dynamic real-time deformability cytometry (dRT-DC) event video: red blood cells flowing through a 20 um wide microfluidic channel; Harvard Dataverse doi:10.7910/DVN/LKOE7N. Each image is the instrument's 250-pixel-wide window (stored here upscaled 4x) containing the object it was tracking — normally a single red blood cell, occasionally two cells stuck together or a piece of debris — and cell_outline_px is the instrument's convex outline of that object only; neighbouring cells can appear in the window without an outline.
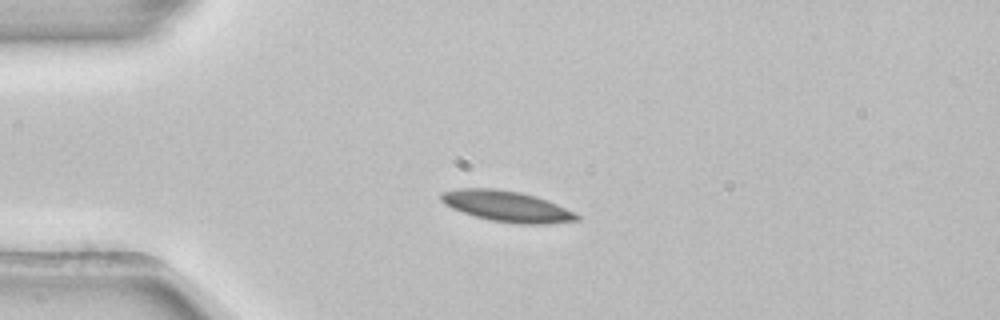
{"species": "common noctule bat (a hibernating species)", "species_latin": "Nyctalus noctula", "temperature_condition": "room temperature", "stored_images_in_passage": 41, "camera_frame_rate_fps": 3000, "um_per_image_px": 0.085, "animal": {"sex": "female", "body_mass_g": 22.7, "forearm_length_mm": 54.2}, "frame": {"image": 1, "passage_image": 1, "time_ms": 0.0, "image_size_px": [1000, 320], "cell_outline_px": [[580, 220], [548, 224], [516, 224], [488, 220], [452, 208], [444, 204], [440, 200], [440, 192], [460, 188], [496, 188], [520, 192], [536, 196], [576, 212], [580, 216]], "centroid_in_image_um": [43.09, 17.54], "position_along_channel_um": 41.9, "area_um2": 24.57}}
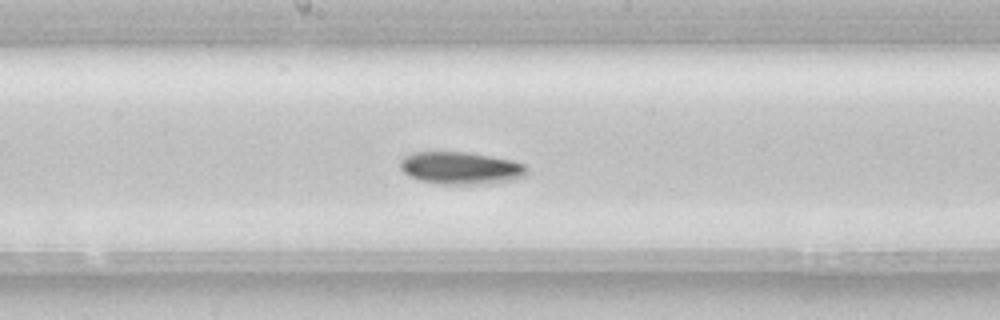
{"frame": {"image": 2, "passage_image": 16, "time_ms": 5.0, "image_size_px": [1000, 320], "cell_outline_px": [[528, 176], [512, 180], [488, 184], [440, 184], [420, 180], [408, 176], [404, 172], [400, 164], [400, 160], [404, 156], [412, 152], [468, 152], [512, 160], [524, 164], [528, 168]], "centroid_in_image_um": [39.2, 14.29], "position_along_channel_um": 209.0, "area_um2": 24.16}}
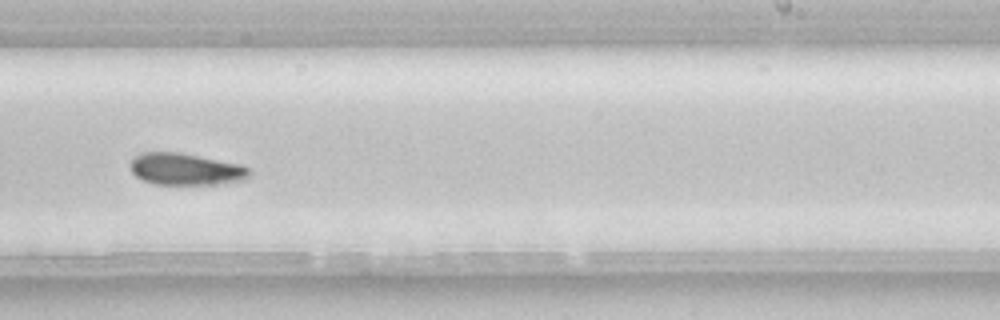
{"frame": {"image": 3, "passage_image": 21, "time_ms": 6.667, "image_size_px": [1000, 320], "cell_outline_px": [[252, 172], [244, 180], [216, 184], [152, 184], [136, 176], [132, 172], [128, 164], [136, 156], [144, 152], [180, 152], [240, 164], [248, 168]], "centroid_in_image_um": [15.77, 14.38], "position_along_channel_um": 273.2, "area_um2": 22.08}, "authors_computed_cell_mechanics": {"area_um2": 22.4264, "velocity_mm_per_s": 3.8727, "shape_relaxation_time_tau1_ms": 7.6432, "shape_relaxation_time_tau2_ms": null, "deformation_change_tau1": 0.1539, "deformation_change_tau2": null}}